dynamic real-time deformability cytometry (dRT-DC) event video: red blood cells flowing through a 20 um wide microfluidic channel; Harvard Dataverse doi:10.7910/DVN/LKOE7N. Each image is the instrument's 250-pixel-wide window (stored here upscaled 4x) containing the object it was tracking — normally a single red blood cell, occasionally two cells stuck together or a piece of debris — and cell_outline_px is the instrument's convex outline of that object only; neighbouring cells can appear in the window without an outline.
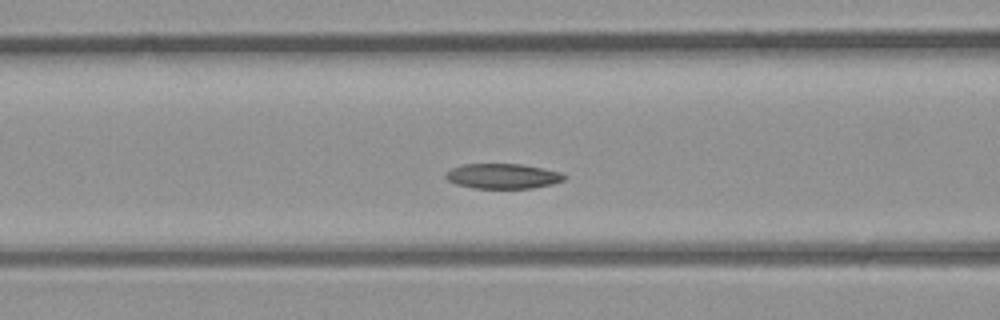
{"species": "common noctule bat (a hibernating species)", "species_latin": "Nyctalus noctula", "temperature_condition": "room temperature", "stored_images_in_passage": 39, "camera_frame_rate_fps": 3000, "um_per_image_px": 0.085, "animal": {"sex": "male", "body_mass_g": 23.1, "forearm_length_mm": 52.7}, "frame": {"image": 1, "passage_image": 14, "time_ms": 4.333, "image_size_px": [1000, 320], "cell_outline_px": [[568, 176], [564, 180], [552, 184], [532, 188], [472, 188], [456, 184], [448, 180], [444, 176], [444, 172], [460, 164], [520, 164], [544, 168], [560, 172]], "centroid_in_image_um": [42.72, 14.96], "position_along_channel_um": 123.9, "area_um2": 17.46}}
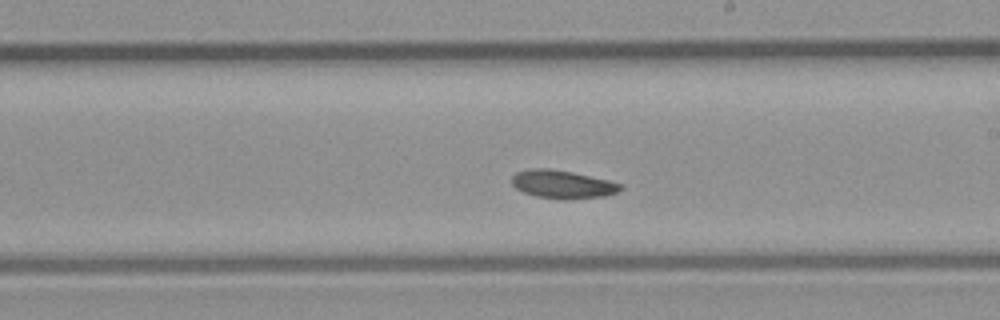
{"frame": {"image": 2, "passage_image": 21, "time_ms": 6.667, "image_size_px": [1000, 320], "cell_outline_px": [[624, 188], [620, 192], [604, 196], [564, 200], [560, 200], [536, 196], [524, 192], [516, 188], [512, 184], [512, 176], [516, 172], [532, 168], [548, 168], [572, 172], [608, 180], [624, 184]], "centroid_in_image_um": [47.85, 15.67], "position_along_channel_um": 241.1, "area_um2": 18.03}}
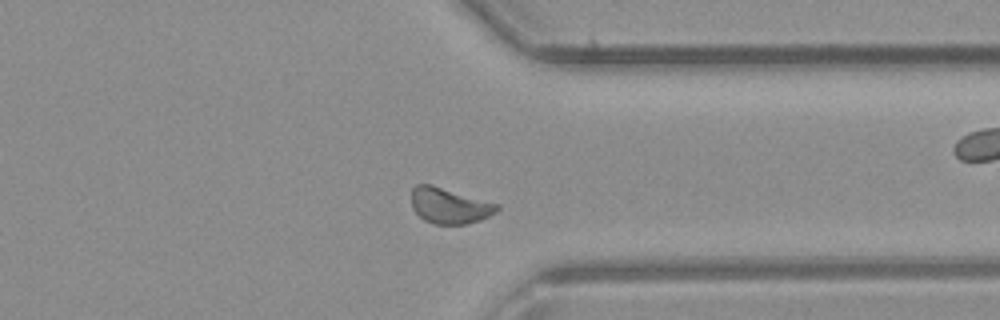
{"frame": {"image": 3, "passage_image": 29, "time_ms": 9.333, "image_size_px": [1000, 320], "cell_outline_px": [[500, 208], [496, 212], [480, 220], [464, 224], [432, 224], [424, 220], [412, 208], [412, 188], [416, 184], [432, 184], [500, 204]], "centroid_in_image_um": [38.2, 17.47], "position_along_channel_um": 373.2, "area_um2": 17.92}}